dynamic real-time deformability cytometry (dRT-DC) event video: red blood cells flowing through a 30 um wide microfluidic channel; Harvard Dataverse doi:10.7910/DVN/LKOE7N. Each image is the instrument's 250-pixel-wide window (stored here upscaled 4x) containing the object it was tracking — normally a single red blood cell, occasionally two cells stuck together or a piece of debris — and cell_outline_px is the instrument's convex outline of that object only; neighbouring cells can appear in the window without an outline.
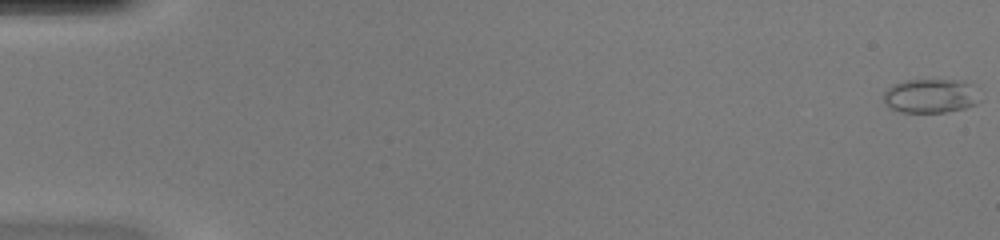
{"species": "common noctule bat (a hibernating species)", "species_latin": "Nyctalus noctula", "temperature_condition": "warm", "stored_images_in_passage": 49, "camera_frame_rate_fps": 3000, "um_per_image_px": 0.085, "animal": {"sex": "female", "body_mass_g": 20.0, "forearm_length_mm": 54.0}, "frame": {"image": 1, "passage_image": 1, "time_ms": 0.0, "image_size_px": [1000, 240], "cell_outline_px": [[980, 100], [976, 104], [964, 108], [944, 112], [900, 112], [888, 108], [884, 104], [884, 92], [892, 84], [904, 80], [964, 80], [972, 84]], "centroid_in_image_um": [79.07, 8.15], "position_along_channel_um": 5.9, "area_um2": 19.31}}
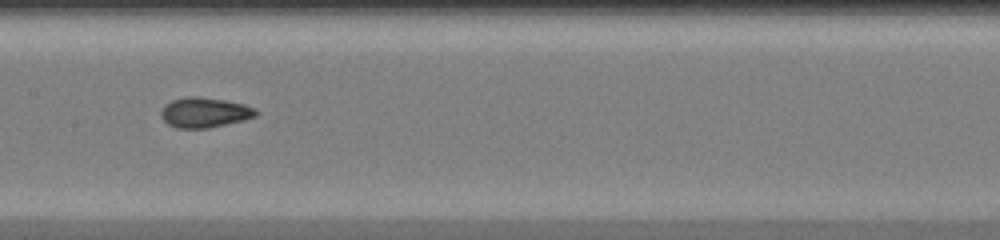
{"frame": {"image": 2, "passage_image": 26, "time_ms": 8.333, "image_size_px": [1000, 240], "cell_outline_px": [[260, 112], [256, 116], [244, 120], [208, 128], [176, 128], [168, 124], [160, 116], [160, 112], [164, 104], [172, 100], [188, 96], [196, 96], [224, 100], [244, 104], [256, 108]], "centroid_in_image_um": [17.39, 9.56], "position_along_channel_um": 190.0, "area_um2": 16.76}}
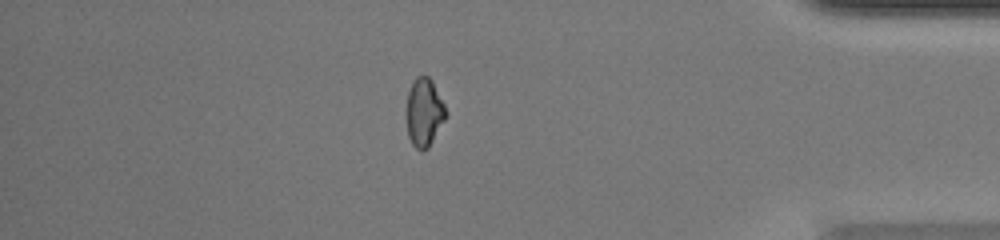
{"frame": {"image": 3, "passage_image": 43, "time_ms": 14.0, "image_size_px": [1000, 240], "cell_outline_px": [[448, 116], [428, 148], [420, 152], [412, 144], [408, 136], [408, 92], [416, 76], [428, 76], [432, 80], [444, 104]], "centroid_in_image_um": [36.09, 9.57], "position_along_channel_um": 399.1, "area_um2": 15.49}, "authors_computed_cell_mechanics": {"area_um2": 16.473, "velocity_mm_per_s": 4.2785, "shape_relaxation_time_tau1_ms": 5.1156, "shape_relaxation_time_tau2_ms": 0.8024, "deformation_change_tau1": 0.1718, "deformation_change_tau2": 0.0598}}